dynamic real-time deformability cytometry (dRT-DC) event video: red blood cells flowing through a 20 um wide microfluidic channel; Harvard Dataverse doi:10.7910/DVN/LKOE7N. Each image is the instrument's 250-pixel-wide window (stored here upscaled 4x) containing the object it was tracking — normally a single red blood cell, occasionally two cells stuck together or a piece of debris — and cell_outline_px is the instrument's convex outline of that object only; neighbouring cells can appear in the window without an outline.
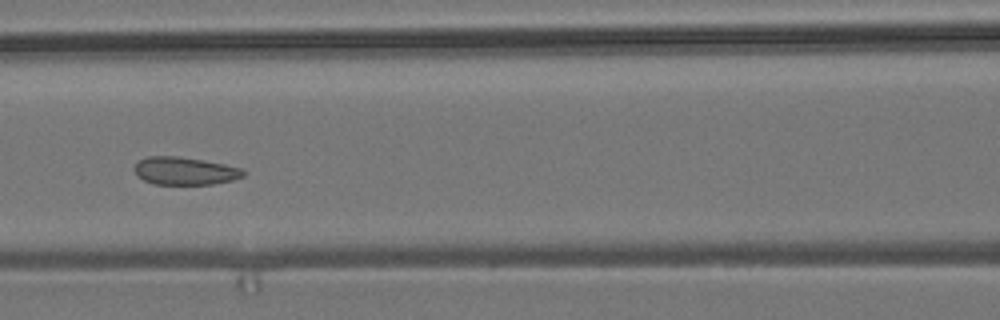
{"species": "common noctule bat (a hibernating species)", "species_latin": "Nyctalus noctula", "temperature_condition": "room temperature", "stored_images_in_passage": 7, "camera_frame_rate_fps": 3000, "um_per_image_px": 0.085, "animal": {"sex": "male", "body_mass_g": 19.2, "forearm_length_mm": 51.8}, "frame": {"image": 1, "passage_image": 7, "time_ms": 2.0, "image_size_px": [1000, 320], "cell_outline_px": [[248, 172], [244, 176], [232, 180], [212, 184], [152, 184], [136, 176], [132, 168], [140, 160], [148, 156], [180, 156], [204, 160], [244, 168]], "centroid_in_image_um": [15.72, 14.52], "position_along_channel_um": 150.9, "area_um2": 17.92}}